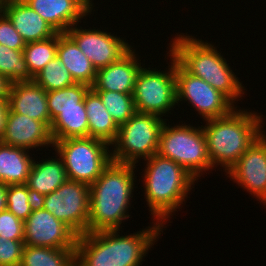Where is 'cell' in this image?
<instances>
[{"label": "cell", "mask_w": 266, "mask_h": 266, "mask_svg": "<svg viewBox=\"0 0 266 266\" xmlns=\"http://www.w3.org/2000/svg\"><path fill=\"white\" fill-rule=\"evenodd\" d=\"M33 81L46 92L60 90L76 84L70 71L57 57L49 61L45 67L33 77Z\"/></svg>", "instance_id": "28"}, {"label": "cell", "mask_w": 266, "mask_h": 266, "mask_svg": "<svg viewBox=\"0 0 266 266\" xmlns=\"http://www.w3.org/2000/svg\"><path fill=\"white\" fill-rule=\"evenodd\" d=\"M7 110H8V99H0V140L4 133Z\"/></svg>", "instance_id": "36"}, {"label": "cell", "mask_w": 266, "mask_h": 266, "mask_svg": "<svg viewBox=\"0 0 266 266\" xmlns=\"http://www.w3.org/2000/svg\"><path fill=\"white\" fill-rule=\"evenodd\" d=\"M144 161V196L153 220L164 226L188 198L197 180L181 165L158 153Z\"/></svg>", "instance_id": "5"}, {"label": "cell", "mask_w": 266, "mask_h": 266, "mask_svg": "<svg viewBox=\"0 0 266 266\" xmlns=\"http://www.w3.org/2000/svg\"><path fill=\"white\" fill-rule=\"evenodd\" d=\"M12 83L8 77L0 75V99H8Z\"/></svg>", "instance_id": "35"}, {"label": "cell", "mask_w": 266, "mask_h": 266, "mask_svg": "<svg viewBox=\"0 0 266 266\" xmlns=\"http://www.w3.org/2000/svg\"><path fill=\"white\" fill-rule=\"evenodd\" d=\"M84 105L88 118L89 137L107 142L115 140L119 127L112 119L99 94L91 87L85 95Z\"/></svg>", "instance_id": "23"}, {"label": "cell", "mask_w": 266, "mask_h": 266, "mask_svg": "<svg viewBox=\"0 0 266 266\" xmlns=\"http://www.w3.org/2000/svg\"><path fill=\"white\" fill-rule=\"evenodd\" d=\"M152 223L153 226L126 236H120L119 230L79 235L75 247L76 266L142 265V259L166 228L159 222Z\"/></svg>", "instance_id": "1"}, {"label": "cell", "mask_w": 266, "mask_h": 266, "mask_svg": "<svg viewBox=\"0 0 266 266\" xmlns=\"http://www.w3.org/2000/svg\"><path fill=\"white\" fill-rule=\"evenodd\" d=\"M245 110L235 107L226 116L205 120L206 124L202 128L213 169L220 165L227 172L254 141L265 133L262 130L263 115Z\"/></svg>", "instance_id": "3"}, {"label": "cell", "mask_w": 266, "mask_h": 266, "mask_svg": "<svg viewBox=\"0 0 266 266\" xmlns=\"http://www.w3.org/2000/svg\"><path fill=\"white\" fill-rule=\"evenodd\" d=\"M24 246V240L0 237V266H19Z\"/></svg>", "instance_id": "32"}, {"label": "cell", "mask_w": 266, "mask_h": 266, "mask_svg": "<svg viewBox=\"0 0 266 266\" xmlns=\"http://www.w3.org/2000/svg\"><path fill=\"white\" fill-rule=\"evenodd\" d=\"M8 110L42 121L49 128L51 126L47 92L34 81L12 83L8 96Z\"/></svg>", "instance_id": "18"}, {"label": "cell", "mask_w": 266, "mask_h": 266, "mask_svg": "<svg viewBox=\"0 0 266 266\" xmlns=\"http://www.w3.org/2000/svg\"><path fill=\"white\" fill-rule=\"evenodd\" d=\"M136 166L111 161L90 185L88 233L120 231L122 221L130 216L127 211L131 207Z\"/></svg>", "instance_id": "2"}, {"label": "cell", "mask_w": 266, "mask_h": 266, "mask_svg": "<svg viewBox=\"0 0 266 266\" xmlns=\"http://www.w3.org/2000/svg\"><path fill=\"white\" fill-rule=\"evenodd\" d=\"M96 92L118 127L136 113L133 93H120L116 91Z\"/></svg>", "instance_id": "29"}, {"label": "cell", "mask_w": 266, "mask_h": 266, "mask_svg": "<svg viewBox=\"0 0 266 266\" xmlns=\"http://www.w3.org/2000/svg\"><path fill=\"white\" fill-rule=\"evenodd\" d=\"M0 142L28 151L36 147H53L54 143L50 128L44 122L10 110H7L4 133Z\"/></svg>", "instance_id": "15"}, {"label": "cell", "mask_w": 266, "mask_h": 266, "mask_svg": "<svg viewBox=\"0 0 266 266\" xmlns=\"http://www.w3.org/2000/svg\"><path fill=\"white\" fill-rule=\"evenodd\" d=\"M57 46L58 33L46 40L26 43L23 49V57L32 77L56 57Z\"/></svg>", "instance_id": "27"}, {"label": "cell", "mask_w": 266, "mask_h": 266, "mask_svg": "<svg viewBox=\"0 0 266 266\" xmlns=\"http://www.w3.org/2000/svg\"><path fill=\"white\" fill-rule=\"evenodd\" d=\"M53 142L57 155L63 160L68 180L71 181L90 186L112 161L110 145L97 138H68Z\"/></svg>", "instance_id": "8"}, {"label": "cell", "mask_w": 266, "mask_h": 266, "mask_svg": "<svg viewBox=\"0 0 266 266\" xmlns=\"http://www.w3.org/2000/svg\"><path fill=\"white\" fill-rule=\"evenodd\" d=\"M0 75L8 77L12 82L33 81L23 50L10 49L0 44Z\"/></svg>", "instance_id": "30"}, {"label": "cell", "mask_w": 266, "mask_h": 266, "mask_svg": "<svg viewBox=\"0 0 266 266\" xmlns=\"http://www.w3.org/2000/svg\"><path fill=\"white\" fill-rule=\"evenodd\" d=\"M175 77L177 105L179 101L188 100L203 120L226 116L235 108L224 94L203 79L188 73L176 59Z\"/></svg>", "instance_id": "11"}, {"label": "cell", "mask_w": 266, "mask_h": 266, "mask_svg": "<svg viewBox=\"0 0 266 266\" xmlns=\"http://www.w3.org/2000/svg\"><path fill=\"white\" fill-rule=\"evenodd\" d=\"M168 56L171 59V65L168 67H171L167 72L142 67L138 73L133 92L136 112L163 117L175 108L177 103L175 58L170 53Z\"/></svg>", "instance_id": "9"}, {"label": "cell", "mask_w": 266, "mask_h": 266, "mask_svg": "<svg viewBox=\"0 0 266 266\" xmlns=\"http://www.w3.org/2000/svg\"><path fill=\"white\" fill-rule=\"evenodd\" d=\"M134 51L131 48L119 60L97 70L92 88L95 91L133 93L138 73L142 69Z\"/></svg>", "instance_id": "17"}, {"label": "cell", "mask_w": 266, "mask_h": 266, "mask_svg": "<svg viewBox=\"0 0 266 266\" xmlns=\"http://www.w3.org/2000/svg\"><path fill=\"white\" fill-rule=\"evenodd\" d=\"M26 43L49 39L57 32L24 1H10L0 5Z\"/></svg>", "instance_id": "19"}, {"label": "cell", "mask_w": 266, "mask_h": 266, "mask_svg": "<svg viewBox=\"0 0 266 266\" xmlns=\"http://www.w3.org/2000/svg\"><path fill=\"white\" fill-rule=\"evenodd\" d=\"M19 266H76L75 248L25 245Z\"/></svg>", "instance_id": "25"}, {"label": "cell", "mask_w": 266, "mask_h": 266, "mask_svg": "<svg viewBox=\"0 0 266 266\" xmlns=\"http://www.w3.org/2000/svg\"><path fill=\"white\" fill-rule=\"evenodd\" d=\"M50 133L53 141L89 137L84 100L80 102V108L61 110V113L51 123Z\"/></svg>", "instance_id": "24"}, {"label": "cell", "mask_w": 266, "mask_h": 266, "mask_svg": "<svg viewBox=\"0 0 266 266\" xmlns=\"http://www.w3.org/2000/svg\"><path fill=\"white\" fill-rule=\"evenodd\" d=\"M90 186L67 180L54 192L37 200V204L64 222L78 236L88 233Z\"/></svg>", "instance_id": "10"}, {"label": "cell", "mask_w": 266, "mask_h": 266, "mask_svg": "<svg viewBox=\"0 0 266 266\" xmlns=\"http://www.w3.org/2000/svg\"><path fill=\"white\" fill-rule=\"evenodd\" d=\"M177 36L170 41L169 52L190 74L209 83L233 104L246 90L217 47L192 35ZM188 35V36H187ZM195 38V39H194Z\"/></svg>", "instance_id": "4"}, {"label": "cell", "mask_w": 266, "mask_h": 266, "mask_svg": "<svg viewBox=\"0 0 266 266\" xmlns=\"http://www.w3.org/2000/svg\"><path fill=\"white\" fill-rule=\"evenodd\" d=\"M74 26L66 33L88 57L96 71L119 60L133 48L126 40L124 41L120 37L114 36L111 32L107 33L100 29L96 30V28H77V24Z\"/></svg>", "instance_id": "13"}, {"label": "cell", "mask_w": 266, "mask_h": 266, "mask_svg": "<svg viewBox=\"0 0 266 266\" xmlns=\"http://www.w3.org/2000/svg\"><path fill=\"white\" fill-rule=\"evenodd\" d=\"M57 33H66L91 14L93 7L86 0H23Z\"/></svg>", "instance_id": "16"}, {"label": "cell", "mask_w": 266, "mask_h": 266, "mask_svg": "<svg viewBox=\"0 0 266 266\" xmlns=\"http://www.w3.org/2000/svg\"><path fill=\"white\" fill-rule=\"evenodd\" d=\"M91 87L76 83L67 88L47 92V105L52 121L61 113L63 109L80 108V102L85 98Z\"/></svg>", "instance_id": "26"}, {"label": "cell", "mask_w": 266, "mask_h": 266, "mask_svg": "<svg viewBox=\"0 0 266 266\" xmlns=\"http://www.w3.org/2000/svg\"><path fill=\"white\" fill-rule=\"evenodd\" d=\"M7 210L25 221L37 205V200L26 184L8 185Z\"/></svg>", "instance_id": "31"}, {"label": "cell", "mask_w": 266, "mask_h": 266, "mask_svg": "<svg viewBox=\"0 0 266 266\" xmlns=\"http://www.w3.org/2000/svg\"><path fill=\"white\" fill-rule=\"evenodd\" d=\"M34 160L29 151L0 142V182L6 185L26 184Z\"/></svg>", "instance_id": "22"}, {"label": "cell", "mask_w": 266, "mask_h": 266, "mask_svg": "<svg viewBox=\"0 0 266 266\" xmlns=\"http://www.w3.org/2000/svg\"><path fill=\"white\" fill-rule=\"evenodd\" d=\"M55 157L33 162L26 185L36 200L54 192L68 180L62 158Z\"/></svg>", "instance_id": "20"}, {"label": "cell", "mask_w": 266, "mask_h": 266, "mask_svg": "<svg viewBox=\"0 0 266 266\" xmlns=\"http://www.w3.org/2000/svg\"><path fill=\"white\" fill-rule=\"evenodd\" d=\"M226 174L264 206L266 205V135L264 133L254 141Z\"/></svg>", "instance_id": "14"}, {"label": "cell", "mask_w": 266, "mask_h": 266, "mask_svg": "<svg viewBox=\"0 0 266 266\" xmlns=\"http://www.w3.org/2000/svg\"><path fill=\"white\" fill-rule=\"evenodd\" d=\"M0 44L14 50H23L26 42L9 18L0 10Z\"/></svg>", "instance_id": "33"}, {"label": "cell", "mask_w": 266, "mask_h": 266, "mask_svg": "<svg viewBox=\"0 0 266 266\" xmlns=\"http://www.w3.org/2000/svg\"><path fill=\"white\" fill-rule=\"evenodd\" d=\"M0 237L24 240V222L8 210L0 212Z\"/></svg>", "instance_id": "34"}, {"label": "cell", "mask_w": 266, "mask_h": 266, "mask_svg": "<svg viewBox=\"0 0 266 266\" xmlns=\"http://www.w3.org/2000/svg\"><path fill=\"white\" fill-rule=\"evenodd\" d=\"M56 57L64 63L76 83L93 86L97 71L67 33H58Z\"/></svg>", "instance_id": "21"}, {"label": "cell", "mask_w": 266, "mask_h": 266, "mask_svg": "<svg viewBox=\"0 0 266 266\" xmlns=\"http://www.w3.org/2000/svg\"><path fill=\"white\" fill-rule=\"evenodd\" d=\"M165 121L166 119L155 114L136 112L119 127L115 140L110 144V147H114L111 160L117 163L137 164L139 159L145 160L155 155Z\"/></svg>", "instance_id": "7"}, {"label": "cell", "mask_w": 266, "mask_h": 266, "mask_svg": "<svg viewBox=\"0 0 266 266\" xmlns=\"http://www.w3.org/2000/svg\"><path fill=\"white\" fill-rule=\"evenodd\" d=\"M78 235L49 211L36 205L24 221V243L50 248H75Z\"/></svg>", "instance_id": "12"}, {"label": "cell", "mask_w": 266, "mask_h": 266, "mask_svg": "<svg viewBox=\"0 0 266 266\" xmlns=\"http://www.w3.org/2000/svg\"><path fill=\"white\" fill-rule=\"evenodd\" d=\"M86 1H87L92 7H94V6H93L94 3L91 2L92 0H86Z\"/></svg>", "instance_id": "39"}, {"label": "cell", "mask_w": 266, "mask_h": 266, "mask_svg": "<svg viewBox=\"0 0 266 266\" xmlns=\"http://www.w3.org/2000/svg\"><path fill=\"white\" fill-rule=\"evenodd\" d=\"M7 189L8 185L0 182V212L7 210Z\"/></svg>", "instance_id": "37"}, {"label": "cell", "mask_w": 266, "mask_h": 266, "mask_svg": "<svg viewBox=\"0 0 266 266\" xmlns=\"http://www.w3.org/2000/svg\"><path fill=\"white\" fill-rule=\"evenodd\" d=\"M10 1H23V0H0V5H2L5 2H10Z\"/></svg>", "instance_id": "38"}, {"label": "cell", "mask_w": 266, "mask_h": 266, "mask_svg": "<svg viewBox=\"0 0 266 266\" xmlns=\"http://www.w3.org/2000/svg\"><path fill=\"white\" fill-rule=\"evenodd\" d=\"M166 122L161 128L157 153L181 165L196 180L203 172L212 170L202 125L198 128L185 123L171 126Z\"/></svg>", "instance_id": "6"}]
</instances>
